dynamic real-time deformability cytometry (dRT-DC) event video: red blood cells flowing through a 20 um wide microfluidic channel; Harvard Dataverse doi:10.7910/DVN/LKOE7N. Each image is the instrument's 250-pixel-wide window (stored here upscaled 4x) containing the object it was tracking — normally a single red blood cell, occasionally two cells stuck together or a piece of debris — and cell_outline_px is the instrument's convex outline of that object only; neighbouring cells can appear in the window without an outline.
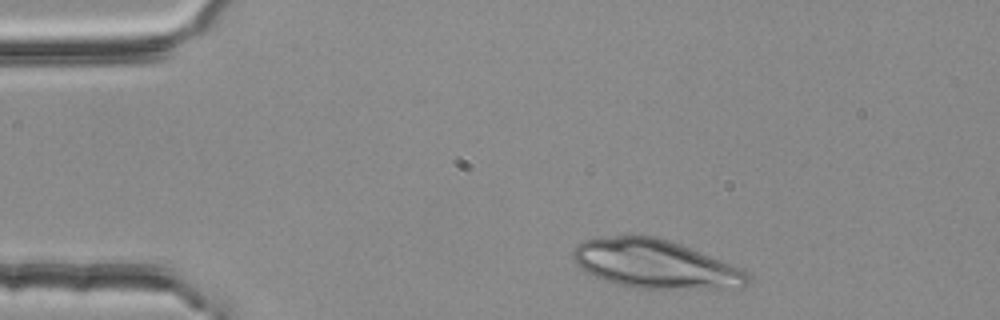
{"species": "common noctule bat (a hibernating species)", "species_latin": "Nyctalus noctula", "temperature_condition": "room temperature", "stored_images_in_passage": 30, "camera_frame_rate_fps": 3000, "um_per_image_px": 0.085, "animal": {"sex": "female", "body_mass_g": 25.1}, "frame": {"image": 1, "passage_image": 1, "time_ms": 0.0, "image_size_px": [1000, 320], "cell_outline_px": [[752, 276], [748, 284], [744, 288], [632, 288], [616, 284], [604, 280], [580, 268], [572, 260], [572, 252], [576, 244], [584, 240], [616, 236], [656, 236], [680, 244], [744, 268]], "centroid_in_image_um": [55.73, 22.45], "position_along_channel_um": 29.3, "area_um2": 49.59}}
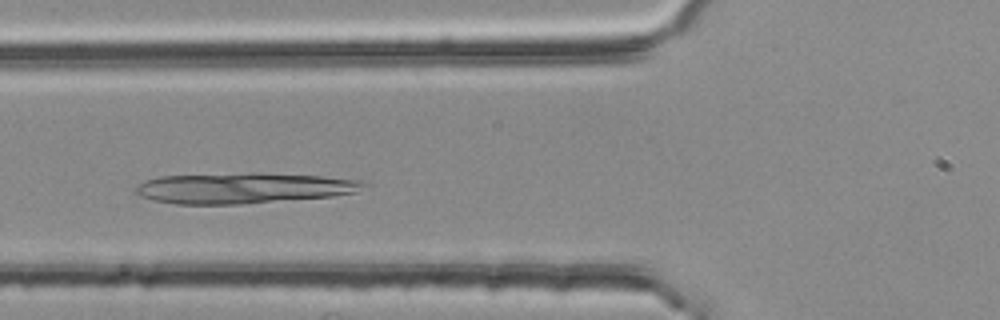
{"frame": {"image": 2, "passage_image": 12, "time_ms": 3.667, "image_size_px": [1000, 320], "cell_outline_px": [[368, 184], [356, 192], [332, 196], [240, 204], [176, 204], [152, 200], [140, 196], [132, 188], [148, 180], [160, 176], [320, 176], [364, 180]], "centroid_in_image_um": [20.69, 16.04], "position_along_channel_um": 105.1, "area_um2": 38.49}}
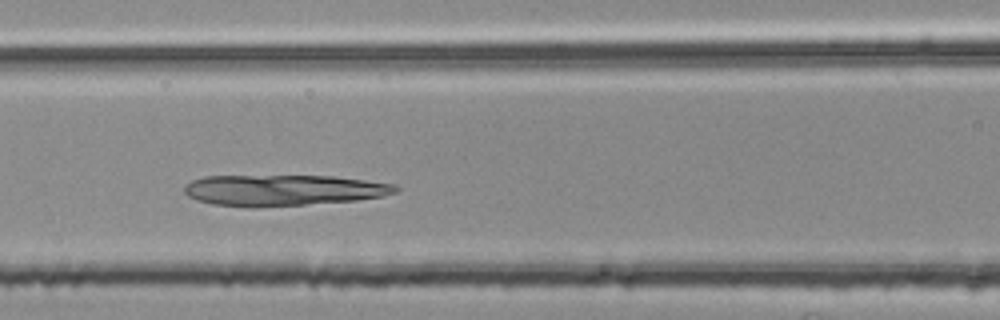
{"frame": {"image": 3, "passage_image": 15, "time_ms": 4.667, "image_size_px": [1000, 320], "cell_outline_px": [[400, 188], [396, 192], [384, 196], [356, 200], [256, 208], [252, 208], [212, 204], [196, 200], [188, 196], [184, 192], [184, 188], [192, 180], [204, 176], [332, 176], [396, 184]], "centroid_in_image_um": [24.06, 16.17], "position_along_channel_um": 142.5, "area_um2": 38.26}}